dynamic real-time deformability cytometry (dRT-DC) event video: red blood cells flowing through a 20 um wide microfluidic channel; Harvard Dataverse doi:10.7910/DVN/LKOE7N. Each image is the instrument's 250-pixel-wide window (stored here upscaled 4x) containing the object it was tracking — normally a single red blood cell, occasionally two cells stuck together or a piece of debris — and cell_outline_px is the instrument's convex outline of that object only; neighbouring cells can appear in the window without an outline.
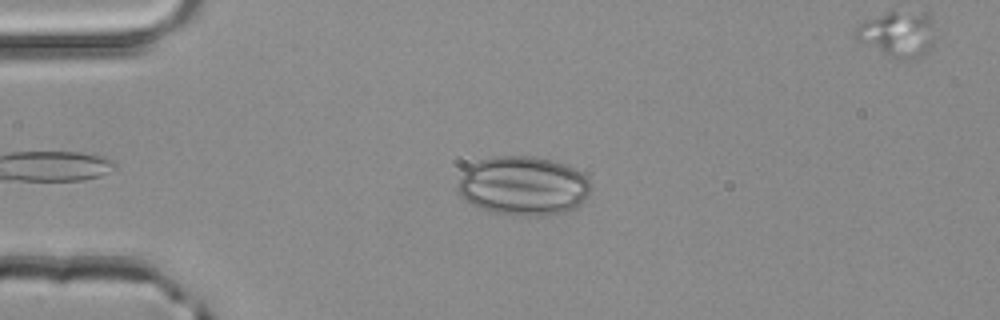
{"species": "common noctule bat (a hibernating species)", "species_latin": "Nyctalus noctula", "temperature_condition": "room temperature", "stored_images_in_passage": 43, "camera_frame_rate_fps": 3000, "um_per_image_px": 0.085, "animal": {"sex": "male", "body_mass_g": 20.4}, "frame": {"image": 1, "passage_image": 9, "time_ms": 2.667, "image_size_px": [1000, 320], "cell_outline_px": [[592, 184], [588, 196], [584, 204], [564, 212], [544, 216], [516, 216], [488, 212], [472, 204], [460, 192], [460, 180], [464, 172], [472, 164], [480, 160], [496, 156], [532, 156], [552, 160], [564, 164], [580, 172]], "centroid_in_image_um": [44.54, 15.82], "position_along_channel_um": 40.5, "area_um2": 45.72}}
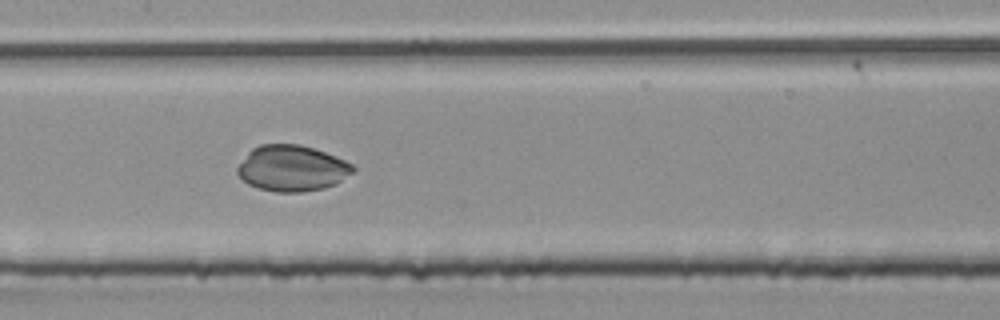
{"frame": {"image": 2, "passage_image": 22, "time_ms": 7.0, "image_size_px": [1000, 320], "cell_outline_px": [[356, 172], [336, 184], [324, 188], [304, 192], [276, 192], [260, 188], [248, 184], [236, 172], [236, 168], [248, 152], [252, 148], [260, 144], [300, 144], [324, 152], [344, 160], [352, 164], [356, 168]], "centroid_in_image_um": [24.84, 14.31], "position_along_channel_um": 182.6, "area_um2": 31.04}}
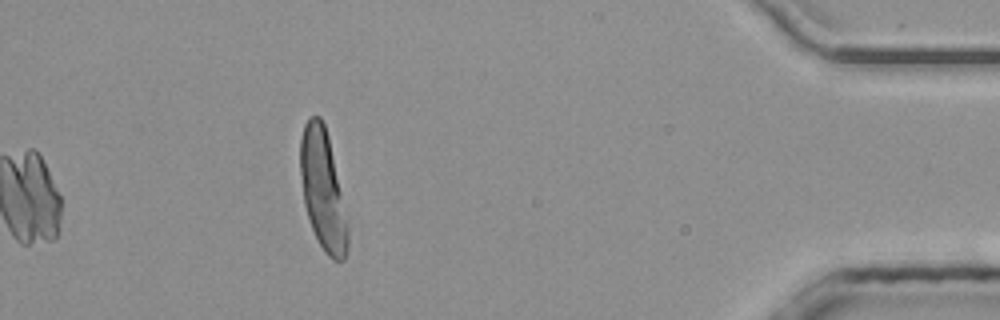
{"frame": {"image": 3, "passage_image": 43, "time_ms": 14.0, "image_size_px": [1000, 320], "cell_outline_px": [[348, 252], [344, 260], [332, 260], [324, 252], [316, 240], [308, 220], [304, 204], [300, 172], [300, 140], [304, 124], [312, 116], [320, 116], [324, 124], [328, 136], [348, 224]], "centroid_in_image_um": [27.43, 16.21], "position_along_channel_um": 407.8, "area_um2": 33.12}}